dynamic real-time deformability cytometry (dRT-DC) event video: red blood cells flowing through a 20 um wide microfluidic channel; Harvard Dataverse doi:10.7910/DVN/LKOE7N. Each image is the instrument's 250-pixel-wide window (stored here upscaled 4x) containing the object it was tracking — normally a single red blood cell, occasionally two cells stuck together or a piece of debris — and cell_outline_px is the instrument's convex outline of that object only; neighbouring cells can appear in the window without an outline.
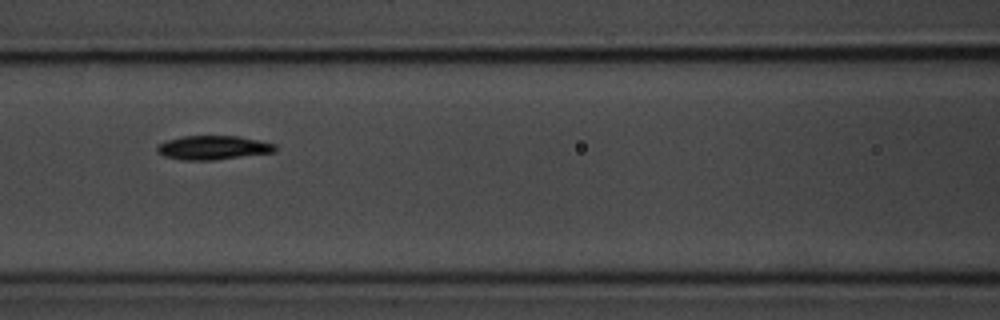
{"species": "common noctule bat (a hibernating species)", "species_latin": "Nyctalus noctula", "temperature_condition": "room temperature", "stored_images_in_passage": 4, "camera_frame_rate_fps": 3000, "um_per_image_px": 0.085, "animal": {"sex": "male", "body_mass_g": 20.1, "forearm_length_mm": 53.5}, "frame": {"image": 1, "passage_image": 3, "time_ms": 2.333, "image_size_px": [1000, 320], "cell_outline_px": [[276, 148], [272, 152], [212, 160], [184, 160], [164, 156], [156, 152], [156, 148], [160, 144], [168, 140], [180, 136], [240, 136], [276, 144]], "centroid_in_image_um": [18.08, 12.54], "position_along_channel_um": 148.5, "area_um2": 16.3}}
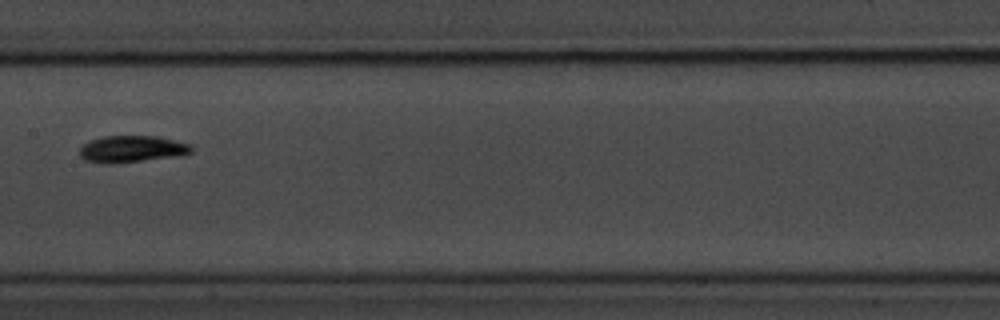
{"frame": {"image": 2, "passage_image": 4, "time_ms": 3.667, "image_size_px": [1000, 320], "cell_outline_px": [[192, 152], [184, 156], [112, 164], [104, 164], [84, 160], [80, 156], [80, 148], [88, 140], [104, 136], [160, 136], [192, 144]], "centroid_in_image_um": [11.25, 12.67], "position_along_channel_um": 196.2, "area_um2": 17.92}}